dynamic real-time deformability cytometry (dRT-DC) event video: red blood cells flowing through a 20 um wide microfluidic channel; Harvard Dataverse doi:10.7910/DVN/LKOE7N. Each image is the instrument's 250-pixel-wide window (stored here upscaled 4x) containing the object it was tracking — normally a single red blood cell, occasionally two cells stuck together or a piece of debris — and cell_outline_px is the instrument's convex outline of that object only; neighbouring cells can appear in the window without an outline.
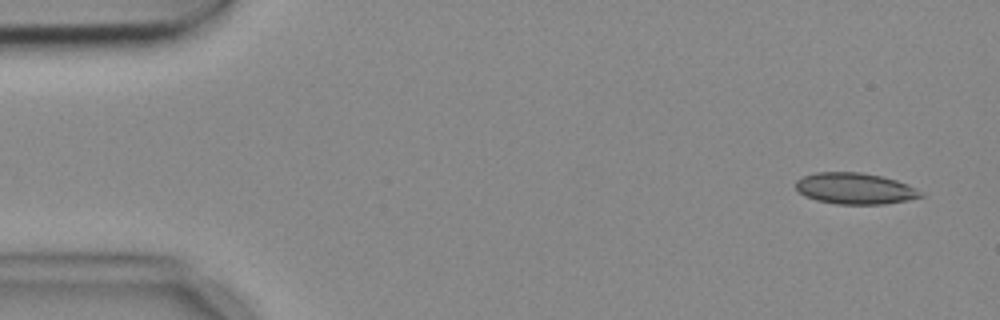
{"species": "common noctule bat (a hibernating species)", "species_latin": "Nyctalus noctula", "temperature_condition": "cold", "stored_images_in_passage": 4, "camera_frame_rate_fps": 3000, "um_per_image_px": 0.085, "animal": {"sex": "female", "body_mass_g": 18.4}, "frame": {"image": 1, "passage_image": 1, "time_ms": 0.0, "image_size_px": [1000, 320], "cell_outline_px": [[924, 196], [908, 200], [884, 204], [836, 204], [816, 200], [804, 196], [796, 188], [796, 180], [804, 176], [816, 172], [860, 172], [880, 176], [896, 180], [920, 192]], "centroid_in_image_um": [72.61, 16.03], "position_along_channel_um": 12.4, "area_um2": 22.48}}
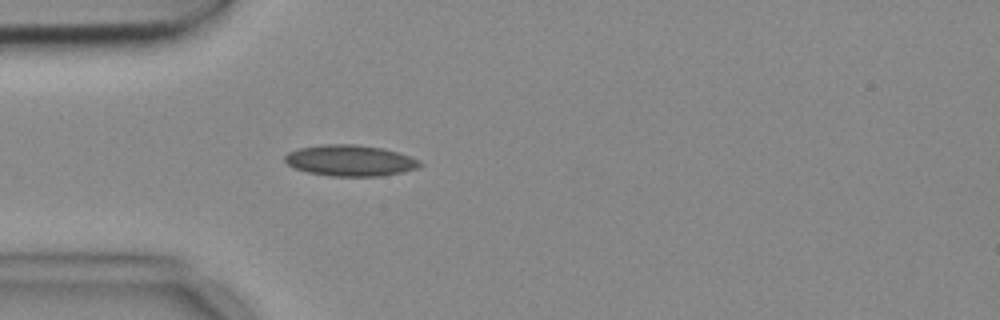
{"frame": {"image": 2, "passage_image": 4, "time_ms": 1.0, "image_size_px": [1000, 320], "cell_outline_px": [[424, 164], [416, 168], [400, 172], [380, 176], [328, 176], [308, 172], [296, 168], [288, 164], [284, 160], [284, 156], [288, 152], [300, 148], [324, 144], [352, 144], [380, 148], [396, 152], [420, 160]], "centroid_in_image_um": [29.74, 13.65], "position_along_channel_um": 55.3, "area_um2": 24.16}}